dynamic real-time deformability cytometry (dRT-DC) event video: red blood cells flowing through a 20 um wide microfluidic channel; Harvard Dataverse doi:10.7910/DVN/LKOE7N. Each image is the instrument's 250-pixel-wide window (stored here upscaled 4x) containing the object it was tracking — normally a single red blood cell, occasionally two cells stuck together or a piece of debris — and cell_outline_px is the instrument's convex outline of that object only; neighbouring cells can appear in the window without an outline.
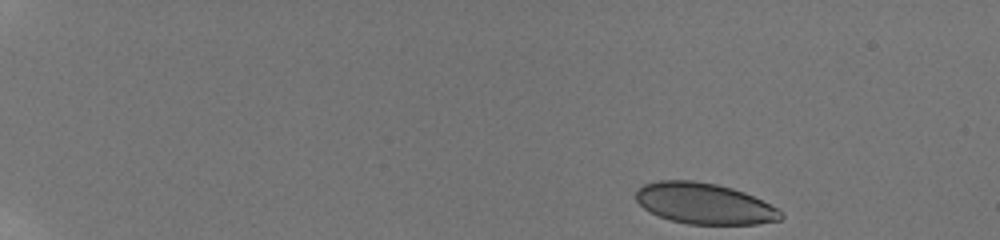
{"species": "human", "species_latin": "Homo sapiens", "temperature_condition": "room temperature", "stored_images_in_passage": 21, "camera_frame_rate_fps": 3000, "um_per_image_px": 0.085, "donor": {"sex": "male"}, "frame": {"image": 1, "passage_image": 1, "time_ms": 0.0, "image_size_px": [1000, 240], "cell_outline_px": [[784, 216], [780, 220], [756, 224], [688, 224], [672, 220], [660, 216], [644, 208], [636, 200], [636, 192], [644, 184], [660, 180], [692, 180], [716, 184], [732, 188], [744, 192], [776, 208]], "centroid_in_image_um": [59.86, 17.3], "position_along_channel_um": 25.1, "area_um2": 34.16}}
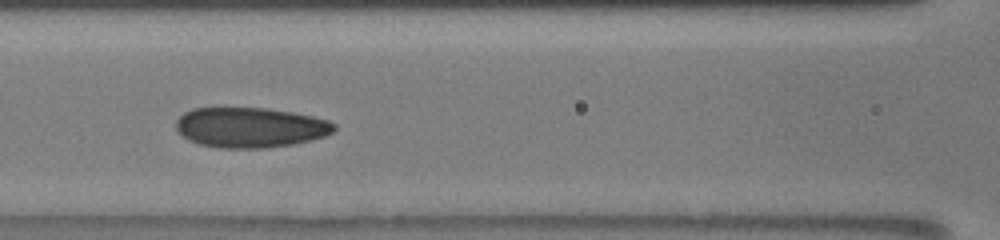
{"frame": {"image": 2, "passage_image": 9, "time_ms": 7.0, "image_size_px": [1000, 240], "cell_outline_px": [[336, 128], [332, 132], [324, 136], [312, 140], [292, 144], [264, 148], [220, 148], [200, 144], [188, 140], [176, 128], [176, 120], [184, 112], [192, 108], [268, 108], [292, 112], [312, 116], [328, 120], [336, 124]], "centroid_in_image_um": [21.28, 10.83], "position_along_channel_um": 145.3, "area_um2": 36.99}}
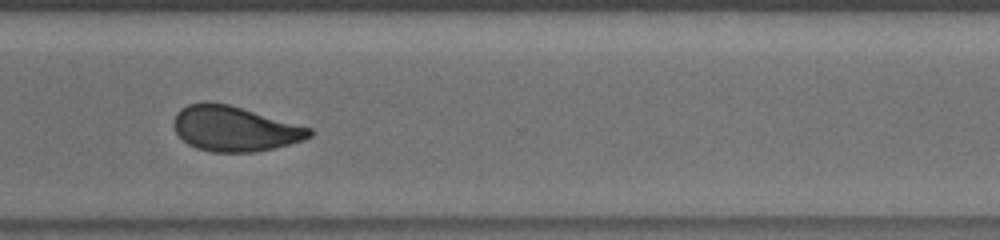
{"frame": {"image": 3, "passage_image": 17, "time_ms": 12.333, "image_size_px": [1000, 240], "cell_outline_px": [[312, 136], [304, 140], [256, 152], [212, 152], [196, 148], [188, 144], [176, 132], [172, 124], [172, 120], [176, 112], [180, 108], [188, 104], [208, 100], [228, 104], [312, 128]], "centroid_in_image_um": [19.89, 10.92], "position_along_channel_um": 350.7, "area_um2": 35.84}, "authors_computed_cell_mechanics": {"area_um2": 36.2984, "velocity_mm_per_s": 3.8551, "shape_relaxation_time_tau1_ms": 4.8178, "shape_relaxation_time_tau2_ms": 1.4419, "deformation_change_tau1": 0.1289, "deformation_change_tau2": 0.0605}}